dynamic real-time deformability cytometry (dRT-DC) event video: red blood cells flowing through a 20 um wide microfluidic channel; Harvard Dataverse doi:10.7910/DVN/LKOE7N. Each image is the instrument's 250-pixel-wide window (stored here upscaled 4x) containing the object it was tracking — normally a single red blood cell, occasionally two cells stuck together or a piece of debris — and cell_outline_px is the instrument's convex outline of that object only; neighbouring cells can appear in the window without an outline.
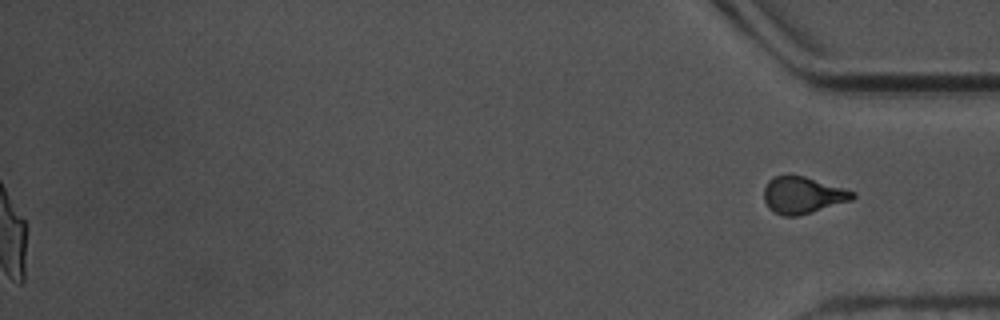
{"species": "common noctule bat (a hibernating species)", "species_latin": "Nyctalus noctula", "temperature_condition": "warm", "stored_images_in_passage": 59, "segment_of_instrument_passage": [2, 2], "camera_frame_rate_fps": 3000, "um_per_image_px": 0.085, "animal": {"sex": "male", "body_mass_g": 17.5, "forearm_length_mm": 52.3}, "frame": {"image": 1, "passage_image": 59, "time_ms": 19.333, "image_size_px": [1000, 320], "cell_outline_px": [[856, 196], [852, 200], [812, 212], [796, 216], [784, 216], [768, 208], [764, 200], [764, 188], [768, 180], [772, 176], [804, 176], [856, 192]], "centroid_in_image_um": [68.22, 16.59], "position_along_channel_um": 367.0, "area_um2": 18.84}}